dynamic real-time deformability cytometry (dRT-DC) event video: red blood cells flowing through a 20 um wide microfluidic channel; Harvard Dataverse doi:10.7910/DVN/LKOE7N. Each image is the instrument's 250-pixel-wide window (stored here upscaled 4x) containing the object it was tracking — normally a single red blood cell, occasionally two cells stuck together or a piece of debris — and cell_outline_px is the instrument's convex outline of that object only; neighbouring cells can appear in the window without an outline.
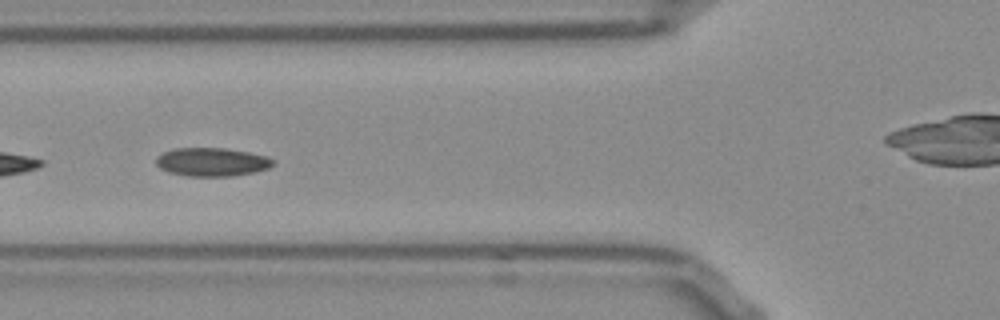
{"species": "Egyptian fruit bat (a non-hibernating species)", "species_latin": "Rousettus aegyptiacus", "temperature_condition": "room temperature", "stored_images_in_passage": 16, "camera_frame_rate_fps": 3000, "um_per_image_px": 0.085, "frame": {"image": 1, "passage_image": 7, "time_ms": 2.0, "image_size_px": [1000, 320], "cell_outline_px": [[276, 164], [268, 168], [256, 172], [232, 176], [188, 176], [168, 172], [160, 168], [156, 164], [156, 156], [164, 152], [176, 148], [224, 148], [248, 152], [264, 156], [272, 160]], "centroid_in_image_um": [17.99, 13.77], "position_along_channel_um": 107.8, "area_um2": 19.36}}